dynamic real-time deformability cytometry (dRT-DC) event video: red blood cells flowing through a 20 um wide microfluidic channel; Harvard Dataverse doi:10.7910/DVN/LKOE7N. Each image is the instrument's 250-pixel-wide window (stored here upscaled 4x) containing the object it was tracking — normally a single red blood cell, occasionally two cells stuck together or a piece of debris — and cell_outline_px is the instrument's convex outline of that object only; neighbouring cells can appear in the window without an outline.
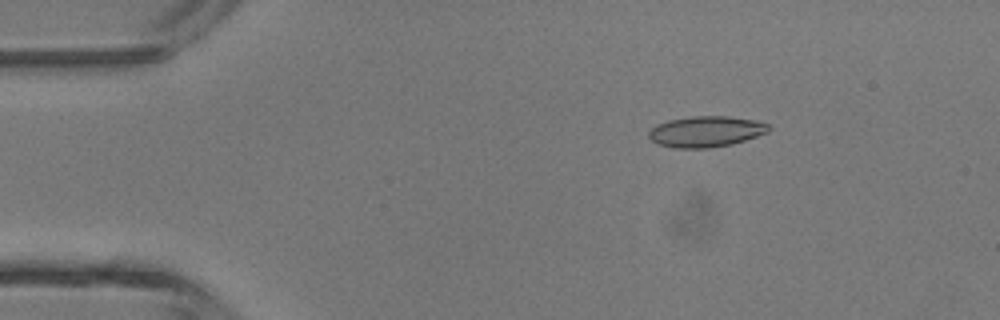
{"species": "common noctule bat (a hibernating species)", "species_latin": "Nyctalus noctula", "temperature_condition": "room temperature", "stored_images_in_passage": 44, "camera_frame_rate_fps": 3000, "um_per_image_px": 0.085, "animal": {"sex": "male", "body_mass_g": 13.3}, "frame": {"image": 1, "passage_image": 6, "time_ms": 1.667, "image_size_px": [1000, 320], "cell_outline_px": [[772, 128], [768, 132], [732, 144], [708, 148], [676, 148], [656, 144], [648, 136], [648, 132], [656, 124], [668, 120], [692, 116], [728, 116], [752, 120], [768, 124]], "centroid_in_image_um": [59.97, 11.18], "position_along_channel_um": 25.0, "area_um2": 21.56}}
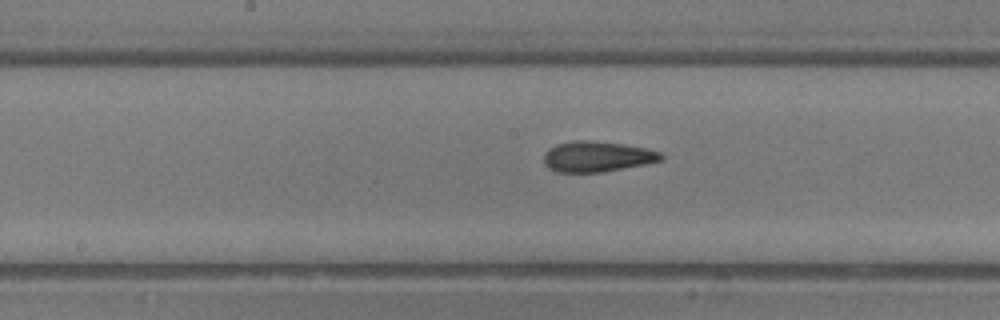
{"frame": {"image": 2, "passage_image": 22, "time_ms": 7.0, "image_size_px": [1000, 320], "cell_outline_px": [[664, 160], [648, 164], [604, 172], [556, 172], [548, 168], [544, 164], [544, 152], [548, 148], [556, 144], [572, 140], [588, 140], [624, 144], [648, 148], [660, 152], [664, 156]], "centroid_in_image_um": [50.77, 13.31], "position_along_channel_um": 197.4, "area_um2": 21.33}}
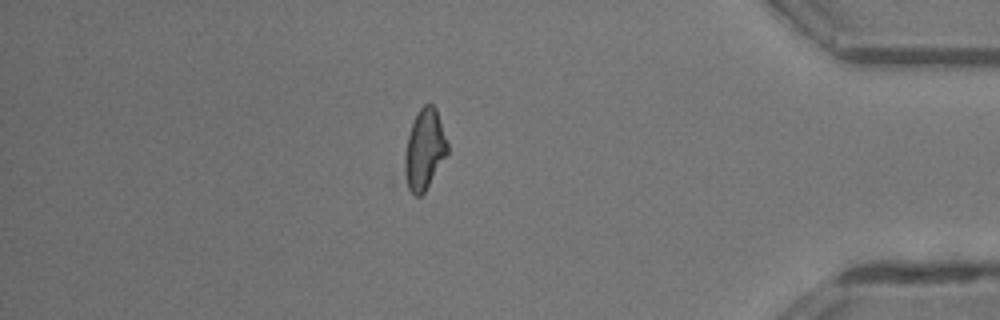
{"frame": {"image": 3, "passage_image": 38, "time_ms": 12.333, "image_size_px": [1000, 320], "cell_outline_px": [[448, 152], [424, 192], [420, 196], [416, 196], [408, 188], [404, 172], [404, 156], [408, 136], [412, 124], [420, 108], [424, 104], [432, 104], [436, 108], [448, 144]], "centroid_in_image_um": [36.07, 12.7], "position_along_channel_um": 399.1, "area_um2": 19.65}, "authors_computed_cell_mechanics": {"area_um2": 20.5768, "velocity_mm_per_s": 4.5244, "shape_relaxation_time_tau1_ms": null, "shape_relaxation_time_tau2_ms": 1.8874, "deformation_change_tau1": null, "deformation_change_tau2": 0.0947}}